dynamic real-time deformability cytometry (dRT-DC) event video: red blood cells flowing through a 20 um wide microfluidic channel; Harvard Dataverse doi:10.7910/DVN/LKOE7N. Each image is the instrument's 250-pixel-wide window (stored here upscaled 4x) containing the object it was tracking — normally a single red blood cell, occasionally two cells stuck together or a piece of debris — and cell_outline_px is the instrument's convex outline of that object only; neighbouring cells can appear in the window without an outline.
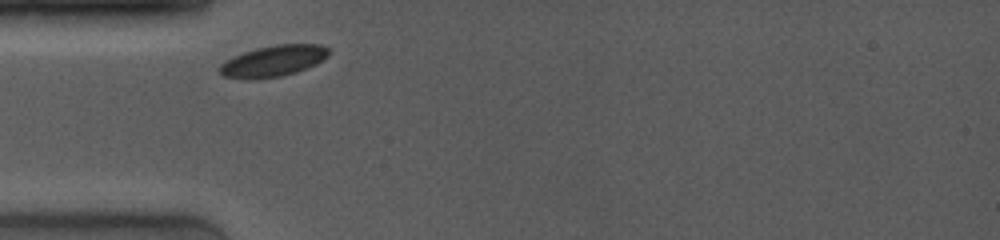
{"species": "common noctule bat (a hibernating species)", "species_latin": "Nyctalus noctula", "temperature_condition": "room temperature", "stored_images_in_passage": 13, "camera_frame_rate_fps": 4000, "um_per_image_px": 0.085, "animal": {"sex": "female", "body_mass_g": 19.0, "forearm_length_mm": 53.3}, "frame": {"image": 1, "passage_image": 1, "time_ms": 0.0, "image_size_px": [1000, 240], "cell_outline_px": [[328, 56], [316, 64], [296, 72], [280, 76], [224, 76], [220, 72], [220, 64], [224, 60], [244, 52], [256, 48], [276, 44], [320, 44], [328, 48]], "centroid_in_image_um": [23.3, 5.12], "position_along_channel_um": 61.7, "area_um2": 18.96}}
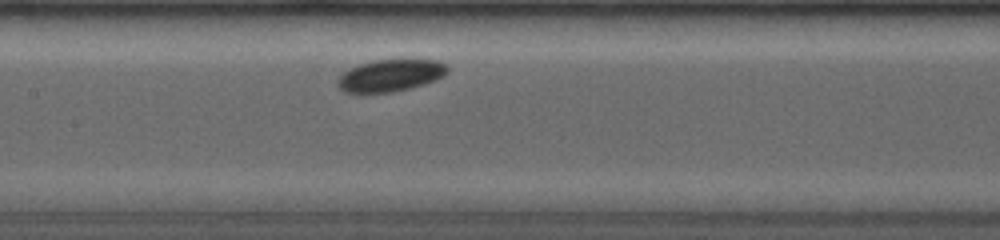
{"frame": {"image": 2, "passage_image": 6, "time_ms": 3.0, "image_size_px": [1000, 240], "cell_outline_px": [[448, 72], [444, 76], [436, 80], [424, 84], [392, 92], [344, 92], [336, 84], [336, 80], [348, 68], [372, 60], [436, 60], [448, 64]], "centroid_in_image_um": [33.19, 6.4], "position_along_channel_um": 174.2, "area_um2": 20.46}}
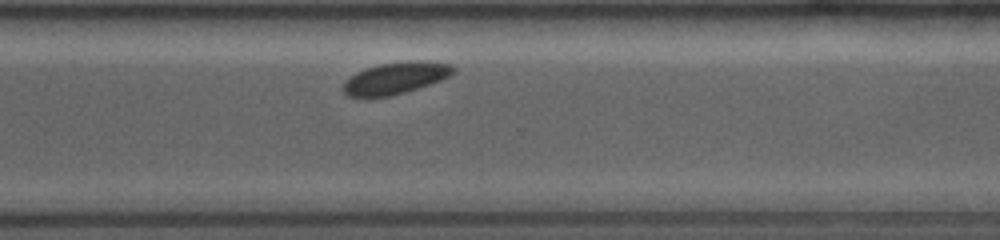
{"frame": {"image": 3, "passage_image": 13, "time_ms": 7.25, "image_size_px": [1000, 240], "cell_outline_px": [[456, 72], [440, 80], [404, 92], [388, 96], [348, 96], [344, 92], [344, 84], [356, 72], [364, 68], [380, 64], [408, 60], [420, 60], [452, 64], [456, 68]], "centroid_in_image_um": [33.67, 6.6], "position_along_channel_um": 336.9, "area_um2": 20.06}}